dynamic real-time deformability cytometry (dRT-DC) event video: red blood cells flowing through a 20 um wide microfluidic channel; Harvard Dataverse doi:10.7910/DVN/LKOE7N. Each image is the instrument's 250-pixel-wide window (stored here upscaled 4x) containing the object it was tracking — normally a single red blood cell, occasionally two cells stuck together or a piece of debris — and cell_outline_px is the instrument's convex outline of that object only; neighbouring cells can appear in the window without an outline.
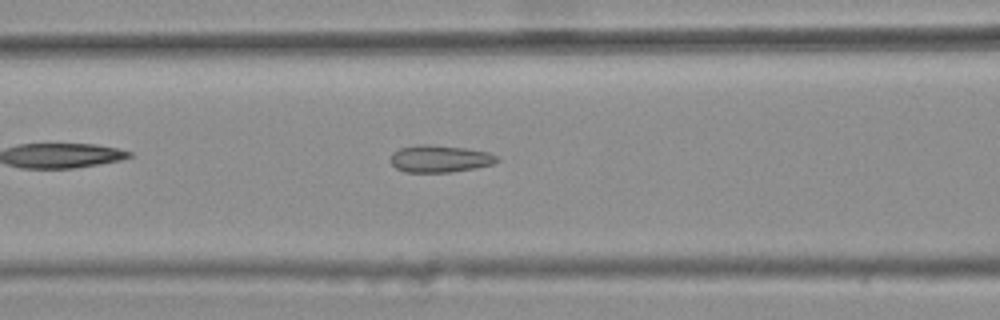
{"species": "common noctule bat (a hibernating species)", "species_latin": "Nyctalus noctula", "temperature_condition": "warm", "stored_images_in_passage": 33, "camera_frame_rate_fps": 3000, "um_per_image_px": 0.085, "animal": {"sex": "female", "body_mass_g": 25.1}, "frame": {"image": 1, "passage_image": 9, "time_ms": 2.667, "image_size_px": [1000, 320], "cell_outline_px": [[500, 160], [492, 164], [476, 168], [448, 172], [404, 172], [396, 168], [388, 160], [392, 152], [400, 148], [420, 144], [428, 144], [464, 148], [488, 152], [496, 156]], "centroid_in_image_um": [37.34, 13.49], "position_along_channel_um": 129.3, "area_um2": 16.88}}
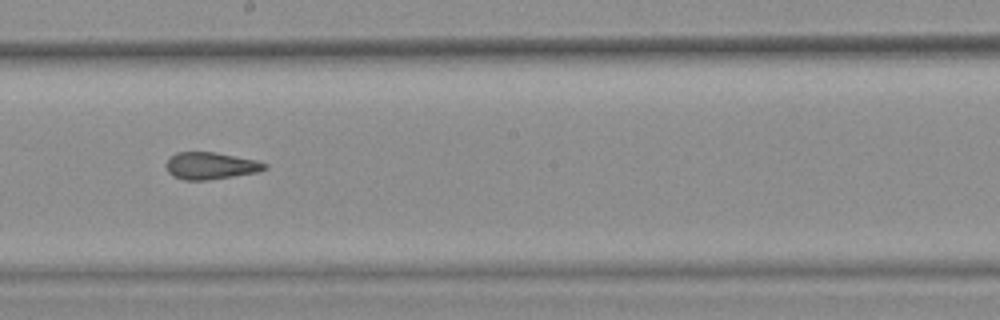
{"frame": {"image": 2, "passage_image": 17, "time_ms": 5.333, "image_size_px": [1000, 320], "cell_outline_px": [[268, 168], [256, 172], [208, 180], [184, 180], [172, 176], [168, 172], [164, 164], [176, 152], [216, 152], [256, 160], [268, 164]], "centroid_in_image_um": [17.88, 14.09], "position_along_channel_um": 230.3, "area_um2": 15.55}}
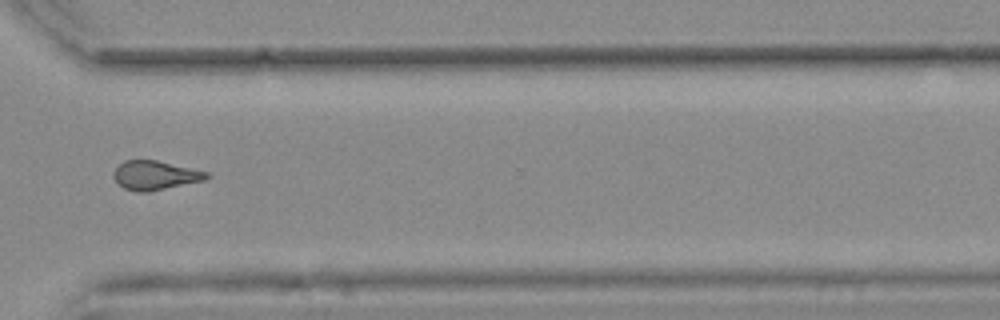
{"frame": {"image": 3, "passage_image": 27, "time_ms": 8.667, "image_size_px": [1000, 320], "cell_outline_px": [[212, 176], [204, 180], [148, 192], [140, 192], [124, 188], [112, 176], [112, 172], [124, 160], [156, 160], [208, 172]], "centroid_in_image_um": [13.18, 14.9], "position_along_channel_um": 357.4, "area_um2": 15.61}, "authors_computed_cell_mechanics": {"area_um2": 16.0106, "velocity_mm_per_s": 3.8035, "shape_relaxation_time_tau1_ms": null, "shape_relaxation_time_tau2_ms": 2.0059, "deformation_change_tau1": null, "deformation_change_tau2": 0.0974}}